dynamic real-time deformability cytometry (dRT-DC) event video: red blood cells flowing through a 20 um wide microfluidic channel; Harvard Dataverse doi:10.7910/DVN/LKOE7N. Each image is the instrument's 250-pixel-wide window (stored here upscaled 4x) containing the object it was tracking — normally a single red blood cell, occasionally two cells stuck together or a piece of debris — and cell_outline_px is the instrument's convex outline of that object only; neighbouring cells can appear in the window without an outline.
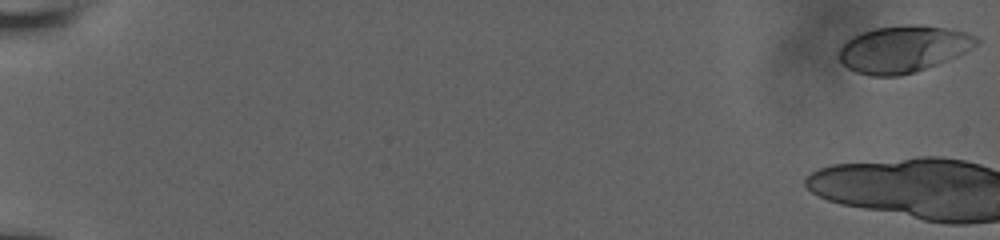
{"species": "human", "species_latin": "Homo sapiens", "temperature_condition": "room temperature", "stored_images_in_passage": 11, "camera_frame_rate_fps": 3000, "um_per_image_px": 0.085, "donor": {"sex": "male"}, "frame": {"image": 1, "passage_image": 1, "time_ms": 0.0, "image_size_px": [1000, 240], "cell_outline_px": [[980, 40], [976, 44], [964, 52], [956, 56], [936, 64], [900, 76], [872, 76], [856, 72], [848, 68], [840, 60], [840, 48], [852, 36], [876, 28], [904, 24], [924, 24], [948, 28], [964, 32], [976, 36]], "centroid_in_image_um": [76.77, 4.15], "position_along_channel_um": 8.2, "area_um2": 37.11}}